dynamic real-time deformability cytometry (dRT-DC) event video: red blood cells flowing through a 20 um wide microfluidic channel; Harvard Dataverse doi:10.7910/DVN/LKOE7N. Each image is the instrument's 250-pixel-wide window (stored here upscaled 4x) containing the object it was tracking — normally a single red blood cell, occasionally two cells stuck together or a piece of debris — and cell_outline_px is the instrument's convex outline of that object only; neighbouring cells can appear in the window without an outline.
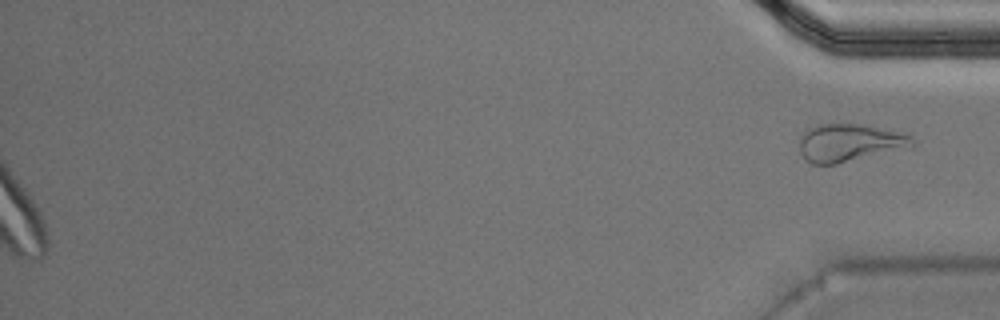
{"species": "Egyptian fruit bat (a non-hibernating species)", "species_latin": "Rousettus aegyptiacus", "temperature_condition": "warm", "stored_images_in_passage": 51, "segment_of_instrument_passage": [2, 2], "camera_frame_rate_fps": 3000, "um_per_image_px": 0.085, "animal": {"sex": "male"}, "frame": {"image": 1, "passage_image": 51, "time_ms": 16.667, "image_size_px": [1000, 320], "cell_outline_px": [[916, 144], [836, 164], [812, 164], [800, 152], [800, 136], [808, 128], [816, 124], [864, 124], [912, 136]], "centroid_in_image_um": [72.13, 12.11], "position_along_channel_um": 363.1, "area_um2": 24.1}}